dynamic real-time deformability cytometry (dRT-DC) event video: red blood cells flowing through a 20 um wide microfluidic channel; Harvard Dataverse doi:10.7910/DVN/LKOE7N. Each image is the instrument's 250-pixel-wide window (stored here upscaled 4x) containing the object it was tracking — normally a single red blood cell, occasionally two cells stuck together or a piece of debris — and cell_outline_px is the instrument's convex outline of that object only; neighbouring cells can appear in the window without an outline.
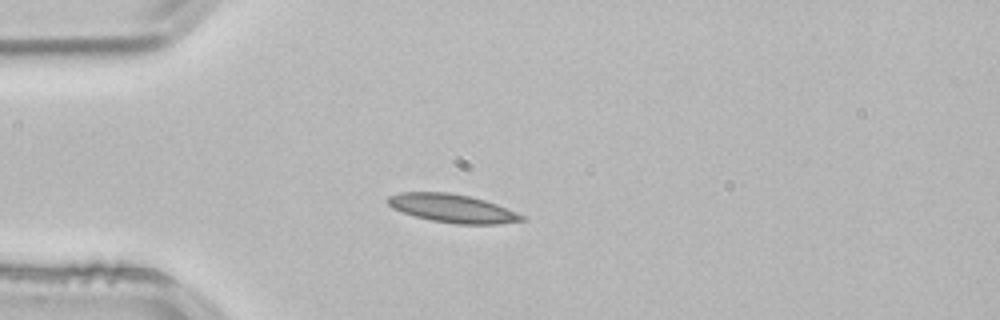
{"species": "common noctule bat (a hibernating species)", "species_latin": "Nyctalus noctula", "temperature_condition": "room temperature", "stored_images_in_passage": 40, "camera_frame_rate_fps": 3000, "um_per_image_px": 0.085, "animal": {"sex": "male", "body_mass_g": 21.5, "forearm_length_mm": 52.0}, "frame": {"image": 1, "passage_image": 1, "time_ms": 0.0, "image_size_px": [1000, 320], "cell_outline_px": [[524, 220], [496, 224], [456, 224], [432, 220], [416, 216], [392, 208], [384, 200], [388, 196], [400, 192], [448, 192], [468, 196], [484, 200], [496, 204], [516, 212], [524, 216]], "centroid_in_image_um": [38.4, 17.7], "position_along_channel_um": 46.6, "area_um2": 21.91}}
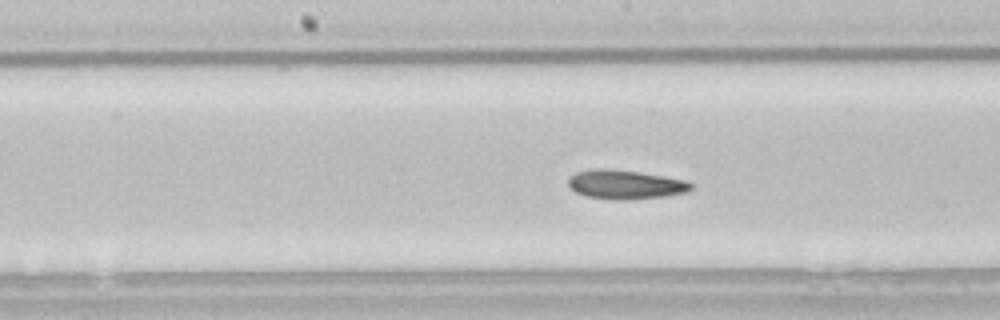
{"frame": {"image": 2, "passage_image": 14, "time_ms": 4.333, "image_size_px": [1000, 320], "cell_outline_px": [[692, 188], [688, 192], [664, 196], [628, 200], [612, 200], [588, 196], [576, 192], [568, 184], [568, 180], [576, 172], [596, 168], [604, 168], [640, 172], [664, 176], [684, 180], [692, 184]], "centroid_in_image_um": [53.16, 15.68], "position_along_channel_um": 195.0, "area_um2": 20.69}}
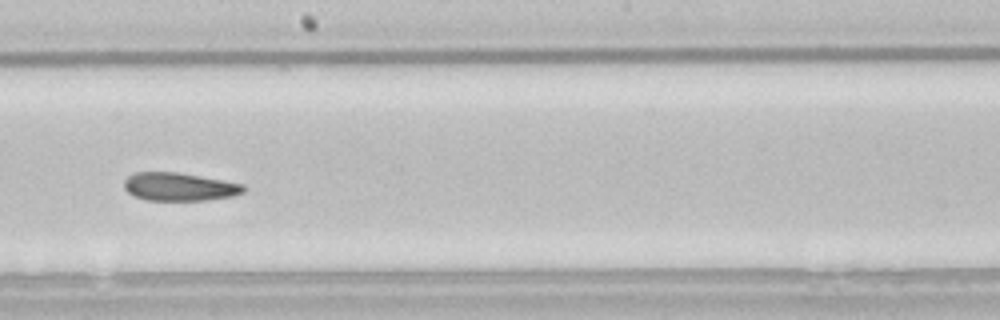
{"frame": {"image": 3, "passage_image": 17, "time_ms": 5.333, "image_size_px": [1000, 320], "cell_outline_px": [[244, 192], [232, 196], [204, 200], [148, 200], [136, 196], [128, 192], [124, 188], [124, 180], [128, 176], [136, 172], [176, 172], [224, 180], [244, 184]], "centroid_in_image_um": [15.24, 15.87], "position_along_channel_um": 233.0, "area_um2": 19.42}, "authors_computed_cell_mechanics": {"area_um2": 20.7213, "velocity_mm_per_s": 3.8, "shape_relaxation_time_tau1_ms": 6.4411, "shape_relaxation_time_tau2_ms": 5.5182, "deformation_change_tau1": 0.1418, "deformation_change_tau2": 0.1278}}